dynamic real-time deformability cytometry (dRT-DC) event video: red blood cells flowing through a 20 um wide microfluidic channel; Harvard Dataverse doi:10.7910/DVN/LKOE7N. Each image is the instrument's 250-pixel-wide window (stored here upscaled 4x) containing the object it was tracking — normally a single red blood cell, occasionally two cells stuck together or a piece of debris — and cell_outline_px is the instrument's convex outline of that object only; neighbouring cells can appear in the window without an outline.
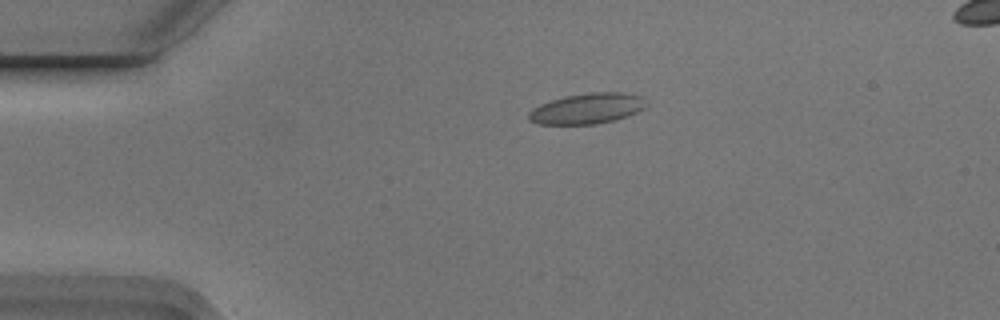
{"species": "Egyptian fruit bat (a non-hibernating species)", "species_latin": "Rousettus aegyptiacus", "temperature_condition": "cold", "stored_images_in_passage": 3, "segment_of_instrument_passage": [1, 2], "camera_frame_rate_fps": 3000, "um_per_image_px": 0.085, "animal": {"sex": "male"}, "frame": {"image": 1, "passage_image": 1, "time_ms": 0.0, "image_size_px": [1000, 320], "cell_outline_px": [[648, 104], [644, 108], [628, 116], [616, 120], [596, 124], [540, 124], [528, 120], [528, 112], [532, 108], [540, 104], [564, 96], [588, 92], [624, 92], [644, 96]], "centroid_in_image_um": [49.94, 9.21], "position_along_channel_um": 35.1, "area_um2": 21.27}}